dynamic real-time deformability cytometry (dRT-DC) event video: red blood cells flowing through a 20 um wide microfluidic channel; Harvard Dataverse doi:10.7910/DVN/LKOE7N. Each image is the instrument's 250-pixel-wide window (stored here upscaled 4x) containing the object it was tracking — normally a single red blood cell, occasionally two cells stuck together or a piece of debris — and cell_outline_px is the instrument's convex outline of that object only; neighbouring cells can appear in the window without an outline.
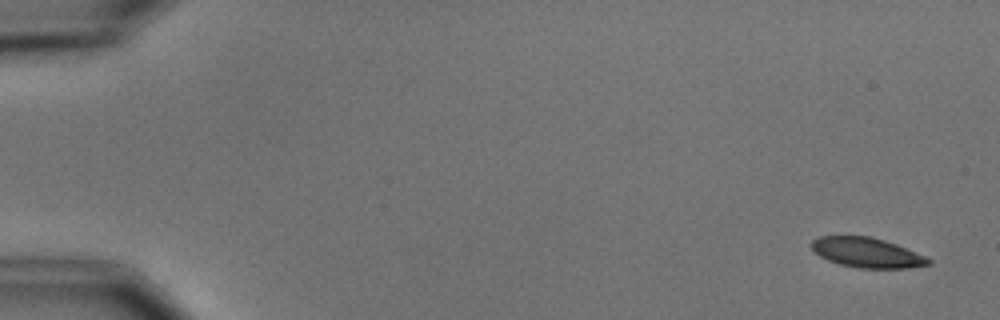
{"species": "common noctule bat (a hibernating species)", "species_latin": "Nyctalus noctula", "temperature_condition": "cold", "stored_images_in_passage": 6, "camera_frame_rate_fps": 3000, "um_per_image_px": 0.085, "animal": {"sex": "male", "body_mass_g": 15.6}, "frame": {"image": 1, "passage_image": 1, "time_ms": 0.0, "image_size_px": [1000, 320], "cell_outline_px": [[932, 264], [908, 268], [860, 268], [840, 264], [828, 260], [820, 256], [808, 244], [812, 240], [820, 236], [872, 236], [896, 244], [924, 256], [932, 260]], "centroid_in_image_um": [73.67, 21.47], "position_along_channel_um": 11.3, "area_um2": 20.29}}
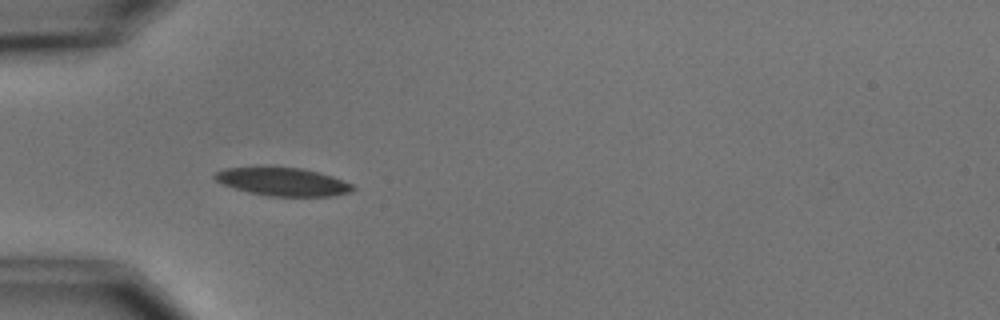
{"frame": {"image": 2, "passage_image": 5, "time_ms": 5.0, "image_size_px": [1000, 320], "cell_outline_px": [[356, 188], [352, 192], [328, 196], [268, 196], [248, 192], [224, 184], [216, 180], [212, 176], [216, 172], [224, 168], [260, 164], [304, 168], [320, 172], [332, 176], [352, 184]], "centroid_in_image_um": [24.0, 15.39], "position_along_channel_um": 61.0, "area_um2": 23.47}}